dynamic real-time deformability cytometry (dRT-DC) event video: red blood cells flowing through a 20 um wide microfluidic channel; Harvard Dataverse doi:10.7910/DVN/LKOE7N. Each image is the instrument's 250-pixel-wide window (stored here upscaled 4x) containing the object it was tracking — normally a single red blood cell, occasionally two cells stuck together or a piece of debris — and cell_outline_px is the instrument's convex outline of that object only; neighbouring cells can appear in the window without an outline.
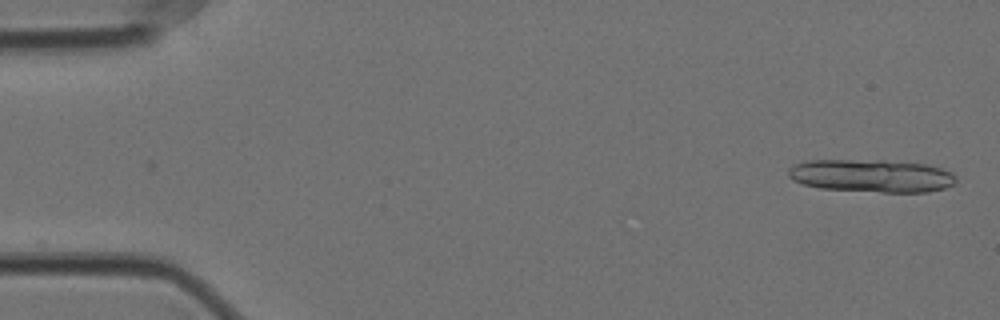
{"species": "Egyptian fruit bat (a non-hibernating species)", "species_latin": "Rousettus aegyptiacus", "temperature_condition": "cold", "stored_images_in_passage": 3, "camera_frame_rate_fps": 3000, "um_per_image_px": 0.085, "animal": {"sex": "female"}, "frame": {"image": 1, "passage_image": 2, "time_ms": 0.333, "image_size_px": [1000, 320], "cell_outline_px": [[956, 180], [952, 184], [944, 188], [928, 192], [880, 192], [820, 188], [804, 184], [792, 180], [788, 176], [788, 168], [804, 160], [884, 160], [928, 164], [952, 172], [956, 176]], "centroid_in_image_um": [74.07, 14.93], "position_along_channel_um": 10.9, "area_um2": 32.25}}